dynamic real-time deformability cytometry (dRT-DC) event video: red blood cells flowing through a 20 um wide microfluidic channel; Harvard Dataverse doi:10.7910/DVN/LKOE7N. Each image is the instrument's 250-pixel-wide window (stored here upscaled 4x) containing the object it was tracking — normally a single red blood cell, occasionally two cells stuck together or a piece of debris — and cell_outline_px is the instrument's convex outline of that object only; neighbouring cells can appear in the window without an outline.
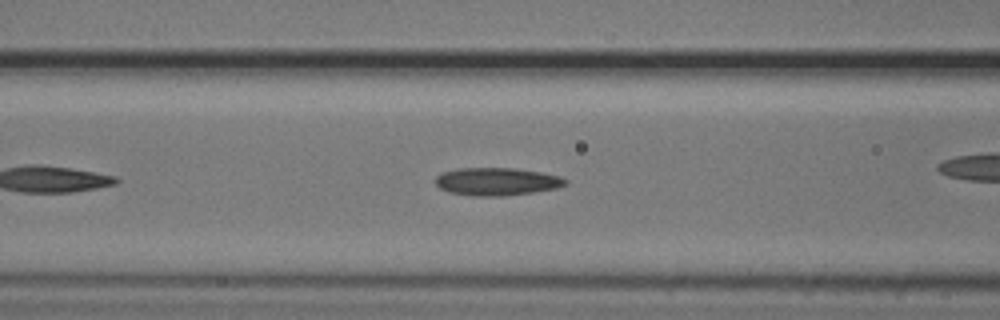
{"species": "common noctule bat (a hibernating species)", "species_latin": "Nyctalus noctula", "temperature_condition": "cold", "stored_images_in_passage": 32, "camera_frame_rate_fps": 3000, "um_per_image_px": 0.085, "animal": {"sex": "male", "body_mass_g": 20.5, "forearm_length_mm": 52.5}, "frame": {"image": 1, "passage_image": 10, "time_ms": 3.0, "image_size_px": [1000, 320], "cell_outline_px": [[568, 184], [556, 188], [532, 192], [504, 196], [472, 196], [448, 192], [440, 188], [436, 184], [436, 176], [440, 172], [456, 168], [516, 168], [540, 172], [560, 176], [568, 180]], "centroid_in_image_um": [42.21, 15.43], "position_along_channel_um": 124.4, "area_um2": 21.21}}